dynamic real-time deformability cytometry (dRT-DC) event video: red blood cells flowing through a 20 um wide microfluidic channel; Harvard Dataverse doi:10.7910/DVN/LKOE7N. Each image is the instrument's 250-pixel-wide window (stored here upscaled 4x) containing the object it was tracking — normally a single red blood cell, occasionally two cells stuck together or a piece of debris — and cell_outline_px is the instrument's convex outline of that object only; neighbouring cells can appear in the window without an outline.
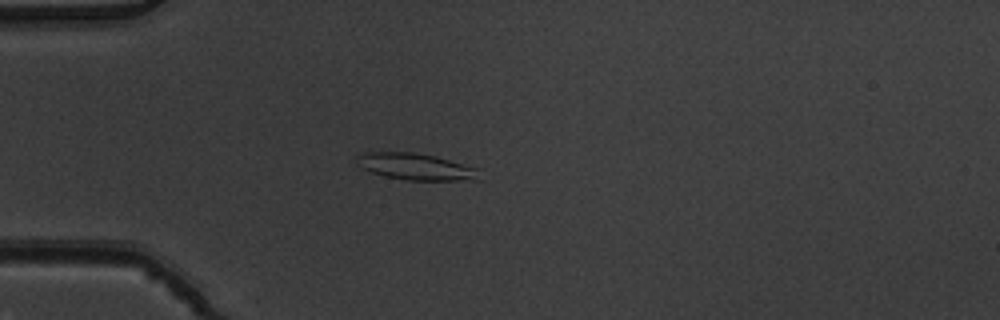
{"species": "common noctule bat (a hibernating species)", "species_latin": "Nyctalus noctula", "temperature_condition": "warm", "stored_images_in_passage": 3, "camera_frame_rate_fps": 3000, "um_per_image_px": 0.085, "animal": {"sex": "male", "body_mass_g": 19.5, "forearm_length_mm": 54.6}, "frame": {"image": 1, "passage_image": 3, "time_ms": 0.667, "image_size_px": [1000, 320], "cell_outline_px": [[480, 180], [408, 180], [384, 176], [372, 172], [356, 164], [356, 156], [364, 152], [412, 152], [436, 156], [480, 168]], "centroid_in_image_um": [35.39, 14.16], "position_along_channel_um": 49.6, "area_um2": 19.19}}